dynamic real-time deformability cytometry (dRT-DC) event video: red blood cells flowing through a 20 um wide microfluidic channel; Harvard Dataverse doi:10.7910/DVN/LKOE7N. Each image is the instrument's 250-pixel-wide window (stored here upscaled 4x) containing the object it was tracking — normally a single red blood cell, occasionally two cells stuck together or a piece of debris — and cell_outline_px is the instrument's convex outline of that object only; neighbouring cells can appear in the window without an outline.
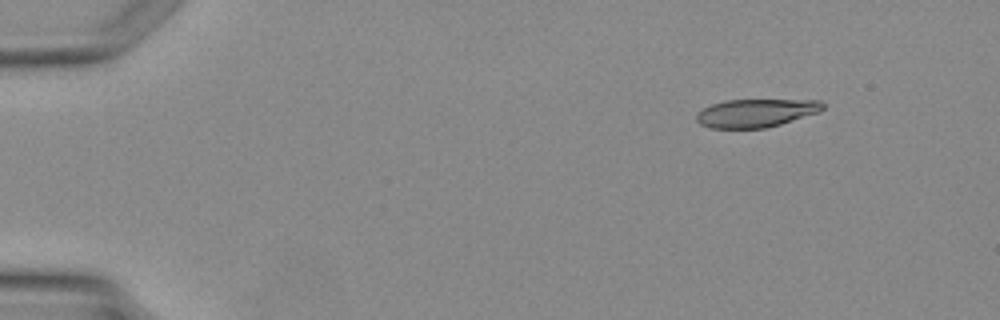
{"species": "Egyptian fruit bat (a non-hibernating species)", "species_latin": "Rousettus aegyptiacus", "temperature_condition": "warm", "stored_images_in_passage": 3, "camera_frame_rate_fps": 3000, "um_per_image_px": 0.085, "animal": {"sex": "female"}, "frame": {"image": 1, "passage_image": 1, "time_ms": 0.0, "image_size_px": [1000, 320], "cell_outline_px": [[824, 108], [820, 112], [780, 124], [764, 128], [708, 128], [700, 124], [696, 120], [696, 112], [712, 104], [724, 100], [820, 100], [824, 104]], "centroid_in_image_um": [64.24, 9.6], "position_along_channel_um": 20.8, "area_um2": 20.81}}
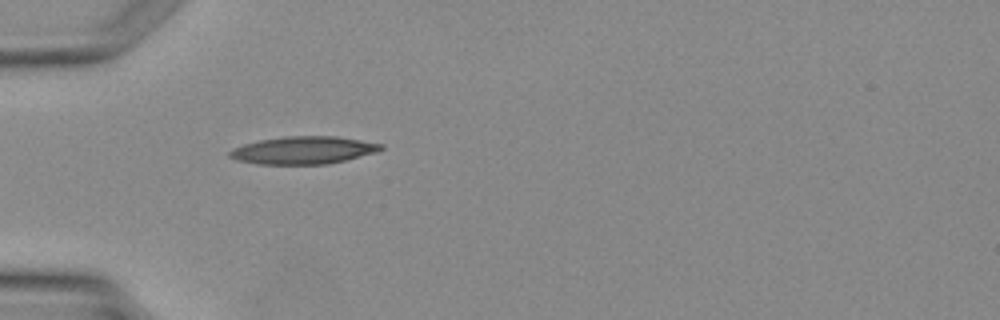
{"frame": {"image": 2, "passage_image": 3, "time_ms": 2.667, "image_size_px": [1000, 320], "cell_outline_px": [[384, 148], [376, 152], [328, 164], [260, 164], [236, 160], [228, 156], [228, 152], [232, 148], [244, 144], [260, 140], [288, 136], [336, 136], [384, 144]], "centroid_in_image_um": [25.77, 12.77], "position_along_channel_um": 59.2, "area_um2": 24.22}}